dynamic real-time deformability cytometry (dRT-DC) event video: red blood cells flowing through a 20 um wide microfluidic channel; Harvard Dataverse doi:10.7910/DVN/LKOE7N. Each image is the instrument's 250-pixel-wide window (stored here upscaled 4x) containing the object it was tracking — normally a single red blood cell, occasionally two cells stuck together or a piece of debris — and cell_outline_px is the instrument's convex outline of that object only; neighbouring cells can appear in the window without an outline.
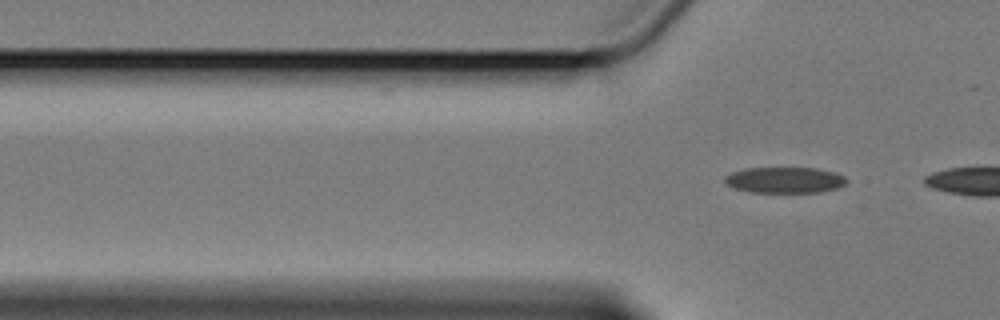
{"species": "Egyptian fruit bat (a non-hibernating species)", "species_latin": "Rousettus aegyptiacus", "temperature_condition": "cold", "stored_images_in_passage": 3, "camera_frame_rate_fps": 3000, "um_per_image_px": 0.085, "animal": {"sex": "female"}, "frame": {"image": 1, "passage_image": 3, "time_ms": 3.0, "image_size_px": [1000, 320], "cell_outline_px": [[848, 180], [844, 184], [836, 188], [820, 192], [748, 192], [732, 188], [724, 184], [724, 176], [732, 172], [744, 168], [816, 168], [836, 172], [844, 176]], "centroid_in_image_um": [66.65, 15.3], "position_along_channel_um": 59.1, "area_um2": 18.61}}